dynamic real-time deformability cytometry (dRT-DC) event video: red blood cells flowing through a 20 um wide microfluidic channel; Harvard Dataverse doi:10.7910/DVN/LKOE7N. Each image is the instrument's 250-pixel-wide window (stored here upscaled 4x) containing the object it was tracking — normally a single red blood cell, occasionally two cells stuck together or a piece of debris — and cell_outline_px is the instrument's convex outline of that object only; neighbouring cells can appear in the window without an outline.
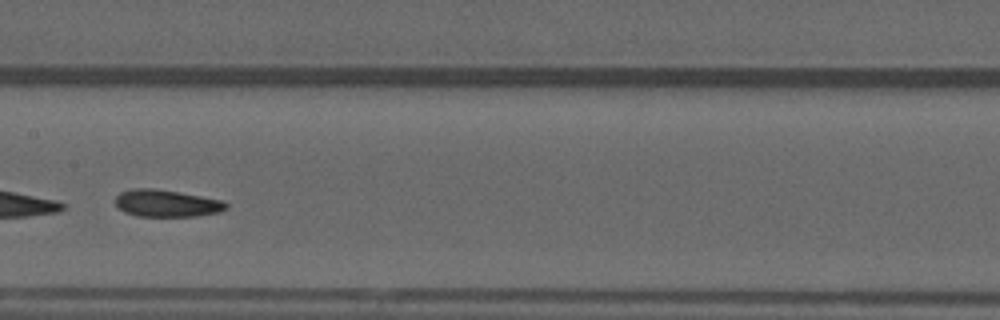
{"species": "common noctule bat (a hibernating species)", "species_latin": "Nyctalus noctula", "temperature_condition": "warm", "stored_images_in_passage": 46, "camera_frame_rate_fps": 3000, "um_per_image_px": 0.085, "animal": {"sex": "male", "forearm_length_mm": 52.5}, "frame": {"image": 1, "passage_image": 20, "time_ms": 6.333, "image_size_px": [1000, 320], "cell_outline_px": [[228, 208], [220, 212], [196, 216], [136, 216], [124, 212], [116, 204], [116, 196], [120, 192], [132, 188], [152, 188], [180, 192], [224, 200], [228, 204]], "centroid_in_image_um": [14.19, 17.27], "position_along_channel_um": 193.2, "area_um2": 17.63}}